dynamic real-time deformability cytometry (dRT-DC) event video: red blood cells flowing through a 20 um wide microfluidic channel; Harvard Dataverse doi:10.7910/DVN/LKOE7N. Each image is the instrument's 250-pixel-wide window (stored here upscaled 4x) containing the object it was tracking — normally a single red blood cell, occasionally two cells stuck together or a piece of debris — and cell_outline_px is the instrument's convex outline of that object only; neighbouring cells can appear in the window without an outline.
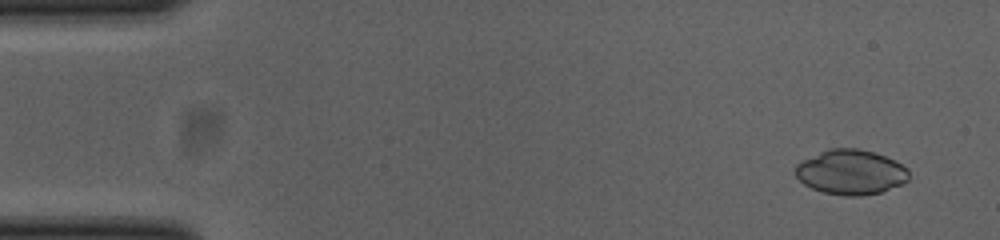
{"species": "common noctule bat (a hibernating species)", "species_latin": "Nyctalus noctula", "temperature_condition": "cold", "stored_images_in_passage": 53, "camera_frame_rate_fps": 3000, "um_per_image_px": 0.085, "animal": {"sex": "female", "body_mass_g": 23.0, "forearm_length_mm": 53.4}, "frame": {"image": 1, "passage_image": 4, "time_ms": 1.0, "image_size_px": [1000, 240], "cell_outline_px": [[908, 180], [904, 184], [880, 192], [860, 196], [844, 196], [824, 192], [812, 188], [804, 184], [792, 172], [796, 164], [828, 148], [856, 148], [876, 152], [908, 168]], "centroid_in_image_um": [72.31, 14.63], "position_along_channel_um": 12.7, "area_um2": 29.71}}
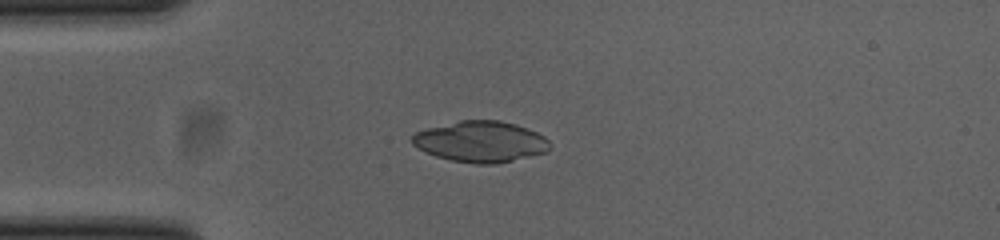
{"frame": {"image": 2, "passage_image": 14, "time_ms": 4.333, "image_size_px": [1000, 240], "cell_outline_px": [[552, 148], [548, 152], [496, 164], [476, 164], [452, 160], [436, 156], [412, 144], [412, 136], [416, 132], [428, 128], [460, 120], [500, 120], [516, 124], [528, 128], [544, 136], [552, 144]], "centroid_in_image_um": [40.92, 12.04], "position_along_channel_um": 44.1, "area_um2": 32.89}}